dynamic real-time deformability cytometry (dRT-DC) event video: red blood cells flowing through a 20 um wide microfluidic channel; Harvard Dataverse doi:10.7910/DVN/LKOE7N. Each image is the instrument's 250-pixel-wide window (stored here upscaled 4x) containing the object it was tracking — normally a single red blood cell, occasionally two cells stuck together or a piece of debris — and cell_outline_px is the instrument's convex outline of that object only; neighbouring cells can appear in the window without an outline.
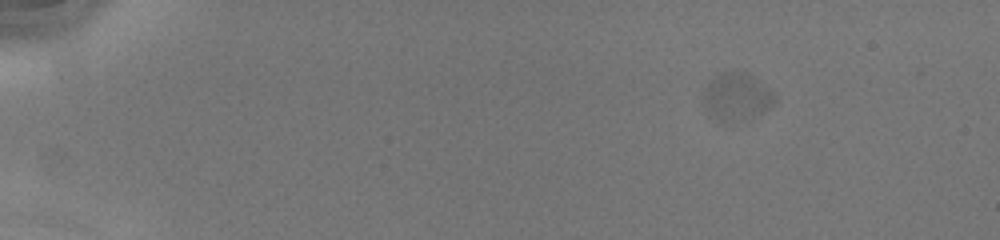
{"species": "human", "species_latin": "Homo sapiens", "temperature_condition": "cold", "stored_images_in_passage": 19, "camera_frame_rate_fps": 3000, "um_per_image_px": 0.085, "donor": {"sex": "male"}, "frame": {"image": 1, "passage_image": 1, "time_ms": 0.0, "image_size_px": [1000, 240], "cell_outline_px": [[776, 100], [764, 112], [752, 116], [720, 124], [704, 108], [704, 88], [708, 80], [724, 72], [736, 72], [748, 76], [772, 92]], "centroid_in_image_um": [62.52, 8.27], "position_along_channel_um": 22.5, "area_um2": 19.02}}
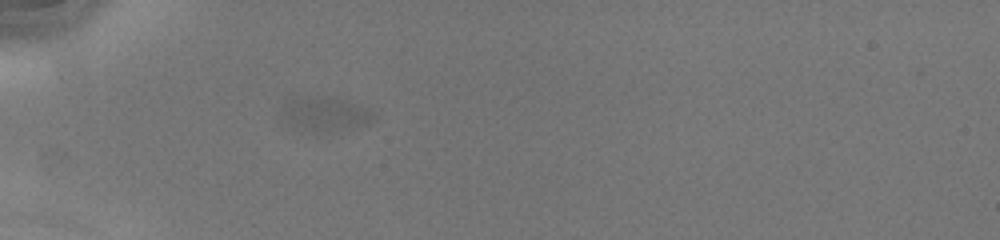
{"frame": {"image": 2, "passage_image": 11, "time_ms": 3.333, "image_size_px": [1000, 240], "cell_outline_px": [[376, 116], [368, 124], [328, 132], [292, 124], [280, 120], [284, 108], [292, 100], [316, 96], [348, 100], [372, 112]], "centroid_in_image_um": [27.71, 9.68], "position_along_channel_um": 57.3, "area_um2": 17.17}}